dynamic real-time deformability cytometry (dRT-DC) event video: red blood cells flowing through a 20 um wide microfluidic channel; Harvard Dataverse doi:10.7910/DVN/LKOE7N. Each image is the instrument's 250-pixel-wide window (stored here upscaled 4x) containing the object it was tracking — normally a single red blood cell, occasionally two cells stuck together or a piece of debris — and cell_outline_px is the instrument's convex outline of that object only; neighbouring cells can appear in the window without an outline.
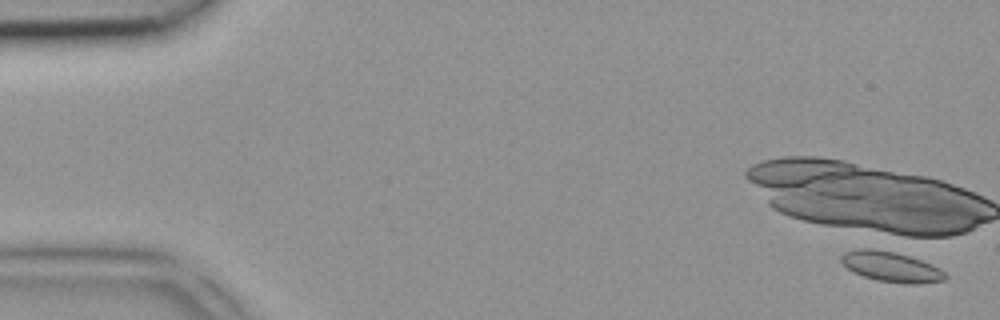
{"species": "common noctule bat (a hibernating species)", "species_latin": "Nyctalus noctula", "temperature_condition": "room temperature", "stored_images_in_passage": 4, "camera_frame_rate_fps": 3000, "um_per_image_px": 0.085, "animal": {"sex": "female", "body_mass_g": 18.4}, "frame": {"image": 1, "passage_image": 1, "time_ms": 0.0, "image_size_px": [1000, 320], "cell_outline_px": [[948, 276], [944, 280], [920, 284], [904, 284], [876, 280], [852, 272], [840, 260], [840, 256], [844, 252], [860, 248], [872, 248], [892, 252], [908, 256], [920, 260], [940, 268]], "centroid_in_image_um": [75.73, 22.68], "position_along_channel_um": 9.3, "area_um2": 18.26}}